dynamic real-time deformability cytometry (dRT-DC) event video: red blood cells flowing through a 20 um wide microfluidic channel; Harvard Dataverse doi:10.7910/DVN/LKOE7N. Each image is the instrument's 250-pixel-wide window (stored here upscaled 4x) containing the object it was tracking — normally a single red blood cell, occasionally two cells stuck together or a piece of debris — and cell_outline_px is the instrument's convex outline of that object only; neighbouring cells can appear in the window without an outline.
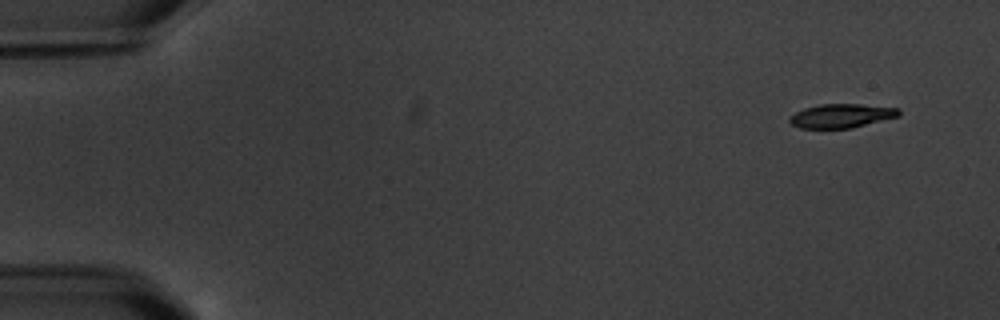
{"species": "common noctule bat (a hibernating species)", "species_latin": "Nyctalus noctula", "temperature_condition": "warm", "stored_images_in_passage": 5, "camera_frame_rate_fps": 3000, "um_per_image_px": 0.085, "animal": {"sex": "male", "body_mass_g": 20.1, "forearm_length_mm": 53.5}, "frame": {"image": 1, "passage_image": 1, "time_ms": 0.0, "image_size_px": [1000, 320], "cell_outline_px": [[900, 116], [852, 128], [800, 128], [792, 124], [788, 120], [788, 116], [804, 108], [820, 104], [860, 104], [900, 108]], "centroid_in_image_um": [71.52, 9.84], "position_along_channel_um": 13.5, "area_um2": 15.32}}
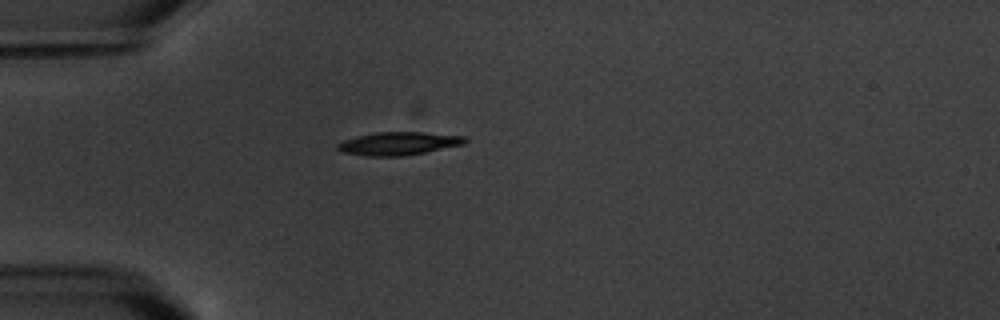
{"frame": {"image": 2, "passage_image": 4, "time_ms": 4.333, "image_size_px": [1000, 320], "cell_outline_px": [[468, 140], [464, 144], [404, 156], [368, 156], [340, 152], [336, 148], [336, 144], [344, 140], [356, 136], [376, 132], [424, 132], [464, 136]], "centroid_in_image_um": [33.84, 12.19], "position_along_channel_um": 51.2, "area_um2": 17.17}}